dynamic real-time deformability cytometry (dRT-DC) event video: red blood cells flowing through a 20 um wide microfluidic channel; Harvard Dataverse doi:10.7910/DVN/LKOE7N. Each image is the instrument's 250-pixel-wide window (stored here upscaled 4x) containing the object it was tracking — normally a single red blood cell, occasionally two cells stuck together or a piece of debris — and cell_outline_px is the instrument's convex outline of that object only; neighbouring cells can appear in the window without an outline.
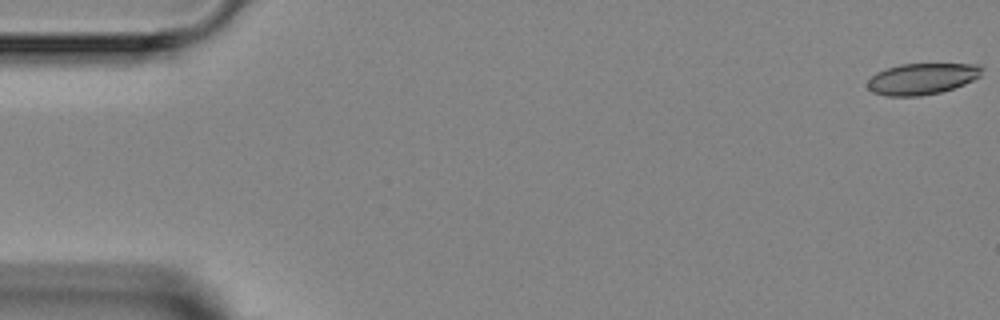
{"species": "Egyptian fruit bat (a non-hibernating species)", "species_latin": "Rousettus aegyptiacus", "temperature_condition": "room temperature", "stored_images_in_passage": 4, "camera_frame_rate_fps": 3000, "um_per_image_px": 0.085, "animal": {"sex": "female"}, "frame": {"image": 1, "passage_image": 1, "time_ms": 0.0, "image_size_px": [1000, 320], "cell_outline_px": [[984, 68], [980, 76], [964, 84], [940, 92], [920, 96], [884, 96], [872, 92], [868, 88], [868, 80], [876, 72], [900, 64], [980, 64]], "centroid_in_image_um": [78.37, 6.7], "position_along_channel_um": 6.6, "area_um2": 20.81}}
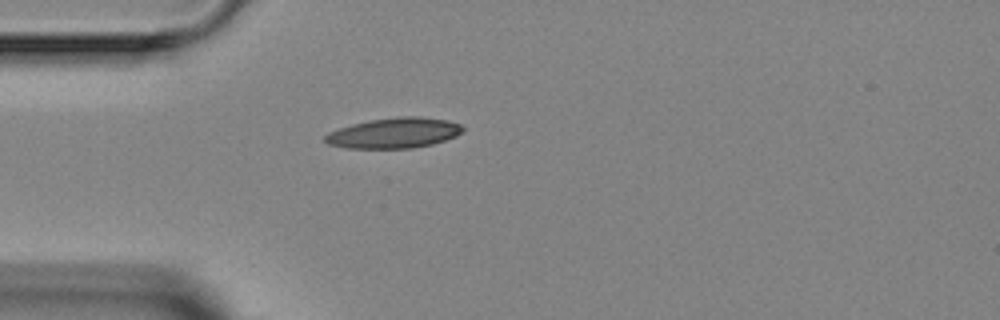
{"frame": {"image": 2, "passage_image": 4, "time_ms": 4.333, "image_size_px": [1000, 320], "cell_outline_px": [[464, 132], [456, 136], [432, 144], [412, 148], [348, 148], [328, 144], [324, 140], [324, 136], [328, 132], [352, 124], [372, 120], [396, 116], [420, 116], [448, 120], [460, 124], [464, 128]], "centroid_in_image_um": [33.52, 11.3], "position_along_channel_um": 51.5, "area_um2": 24.39}}